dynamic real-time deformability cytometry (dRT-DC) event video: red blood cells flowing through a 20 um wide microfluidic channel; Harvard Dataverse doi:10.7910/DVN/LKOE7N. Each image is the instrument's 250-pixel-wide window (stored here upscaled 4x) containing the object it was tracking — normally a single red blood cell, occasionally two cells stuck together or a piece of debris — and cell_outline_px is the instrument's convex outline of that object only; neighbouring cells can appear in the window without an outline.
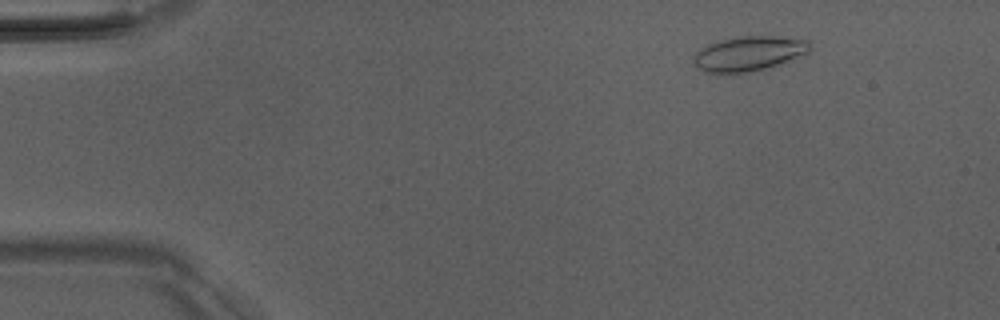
{"species": "Egyptian fruit bat (a non-hibernating species)", "species_latin": "Rousettus aegyptiacus", "temperature_condition": "room temperature", "stored_images_in_passage": 5, "camera_frame_rate_fps": 3000, "um_per_image_px": 0.085, "animal": {"sex": "male"}, "frame": {"image": 1, "passage_image": 2, "time_ms": 1.333, "image_size_px": [1000, 320], "cell_outline_px": [[812, 48], [808, 52], [776, 64], [764, 68], [748, 72], [704, 72], [692, 60], [692, 56], [696, 52], [708, 44], [724, 40], [744, 36], [776, 36], [808, 40], [812, 44]], "centroid_in_image_um": [63.65, 4.53], "position_along_channel_um": 21.3, "area_um2": 22.89}}